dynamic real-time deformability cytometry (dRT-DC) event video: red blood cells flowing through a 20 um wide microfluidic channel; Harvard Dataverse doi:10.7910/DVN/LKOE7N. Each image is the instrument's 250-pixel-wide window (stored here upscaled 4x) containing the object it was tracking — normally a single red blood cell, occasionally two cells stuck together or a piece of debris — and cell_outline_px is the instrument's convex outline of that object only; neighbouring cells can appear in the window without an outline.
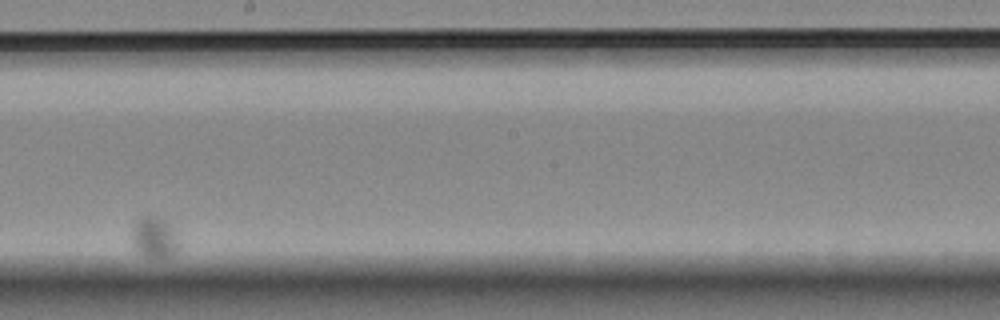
{"species": "Egyptian fruit bat (a non-hibernating species)", "species_latin": "Rousettus aegyptiacus", "temperature_condition": "room temperature", "stored_images_in_passage": 16, "camera_frame_rate_fps": 3000, "um_per_image_px": 0.085, "animal": {"sex": "female"}, "frame": {"image": 1, "passage_image": 10, "time_ms": 3.0, "image_size_px": [1000, 320], "cell_outline_px": [[180, 248], [172, 256], [144, 256], [132, 244], [132, 228], [136, 220], [148, 216], [160, 216], [172, 228], [180, 244]], "centroid_in_image_um": [13.13, 20.17], "position_along_channel_um": 235.1, "area_um2": 11.04}}
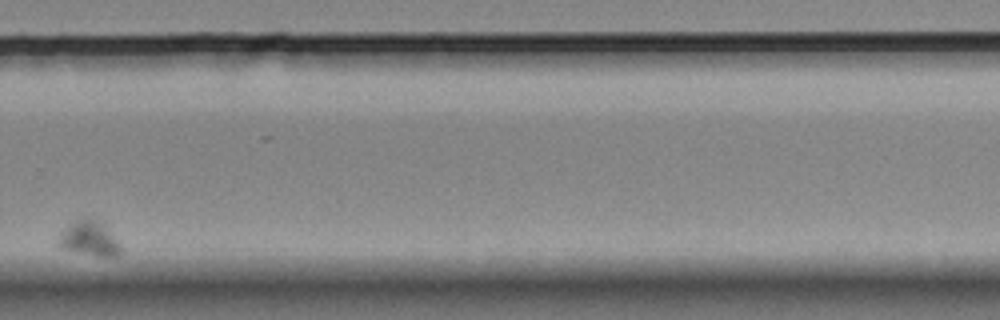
{"frame": {"image": 2, "passage_image": 14, "time_ms": 4.333, "image_size_px": [1000, 320], "cell_outline_px": [[124, 252], [116, 256], [100, 256], [72, 252], [56, 244], [60, 236], [76, 220], [92, 220], [100, 224], [120, 244]], "centroid_in_image_um": [7.61, 20.37], "position_along_channel_um": 322.2, "area_um2": 11.79}}
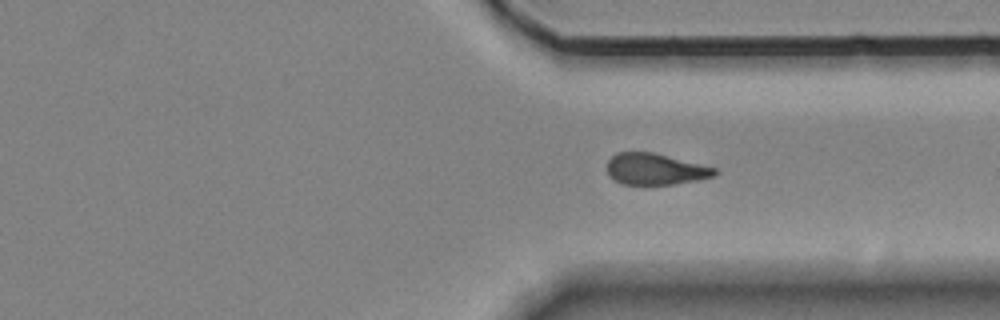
{"frame": {"image": 3, "passage_image": 16, "time_ms": 5.0, "image_size_px": [1000, 320], "cell_outline_px": [[720, 172], [716, 176], [696, 180], [672, 184], [644, 188], [620, 184], [612, 180], [608, 176], [608, 160], [616, 152], [652, 152], [716, 168]], "centroid_in_image_um": [55.65, 14.43], "position_along_channel_um": 355.7, "area_um2": 20.4}}